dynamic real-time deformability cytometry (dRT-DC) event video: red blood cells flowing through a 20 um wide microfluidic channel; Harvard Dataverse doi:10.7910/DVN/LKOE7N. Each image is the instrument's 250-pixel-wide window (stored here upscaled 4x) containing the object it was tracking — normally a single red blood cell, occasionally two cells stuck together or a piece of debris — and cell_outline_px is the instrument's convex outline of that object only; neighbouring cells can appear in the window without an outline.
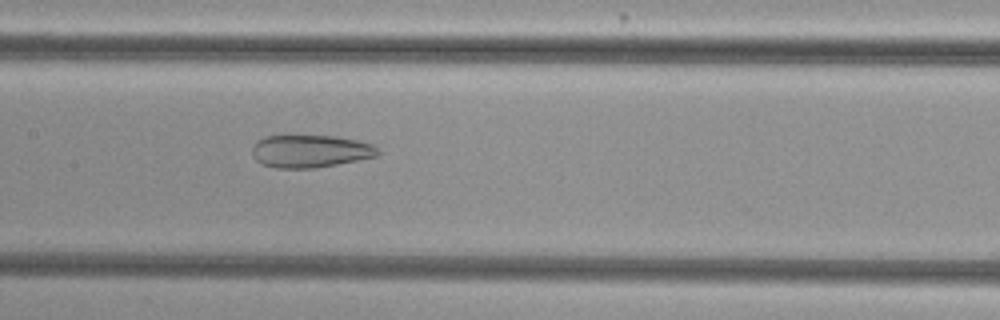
{"species": "common noctule bat (a hibernating species)", "species_latin": "Nyctalus noctula", "temperature_condition": "cold", "stored_images_in_passage": 42, "camera_frame_rate_fps": 3000, "um_per_image_px": 0.085, "animal": {"sex": "female", "body_mass_g": 29.2, "forearm_length_mm": 56.3}, "frame": {"image": 1, "passage_image": 15, "time_ms": 4.667, "image_size_px": [1000, 320], "cell_outline_px": [[380, 152], [376, 156], [336, 164], [312, 168], [276, 168], [264, 164], [256, 160], [252, 156], [252, 148], [256, 140], [264, 136], [288, 132], [336, 136], [356, 140], [372, 144], [380, 148]], "centroid_in_image_um": [26.31, 12.78], "position_along_channel_um": 181.1, "area_um2": 24.85}}
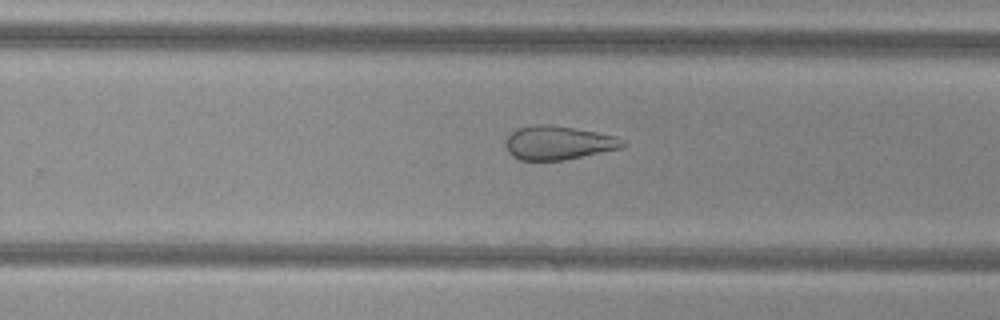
{"frame": {"image": 2, "passage_image": 23, "time_ms": 7.333, "image_size_px": [1000, 320], "cell_outline_px": [[628, 144], [620, 148], [564, 160], [520, 160], [512, 156], [508, 152], [508, 136], [516, 128], [532, 124], [548, 124], [596, 132], [616, 136], [624, 140]], "centroid_in_image_um": [47.47, 12.13], "position_along_channel_um": 282.3, "area_um2": 22.83}}
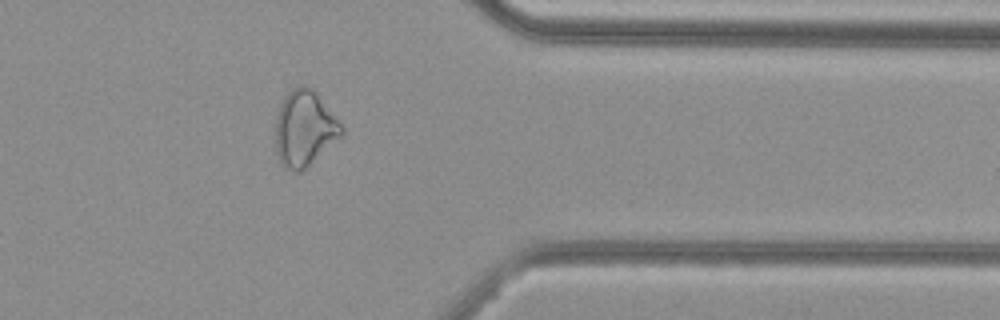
{"frame": {"image": 3, "passage_image": 32, "time_ms": 10.333, "image_size_px": [1000, 320], "cell_outline_px": [[344, 132], [340, 136], [300, 172], [292, 172], [284, 168], [280, 164], [276, 152], [276, 116], [280, 104], [284, 96], [292, 88], [300, 84], [308, 84], [316, 92], [344, 128]], "centroid_in_image_um": [25.84, 10.89], "position_along_channel_um": 385.6, "area_um2": 28.96}, "authors_computed_cell_mechanics": {"area_um2": 28.0041, "velocity_mm_per_s": 3.8171, "shape_relaxation_time_tau1_ms": null, "shape_relaxation_time_tau2_ms": 3.1721, "deformation_change_tau1": null, "deformation_change_tau2": 0.123}}